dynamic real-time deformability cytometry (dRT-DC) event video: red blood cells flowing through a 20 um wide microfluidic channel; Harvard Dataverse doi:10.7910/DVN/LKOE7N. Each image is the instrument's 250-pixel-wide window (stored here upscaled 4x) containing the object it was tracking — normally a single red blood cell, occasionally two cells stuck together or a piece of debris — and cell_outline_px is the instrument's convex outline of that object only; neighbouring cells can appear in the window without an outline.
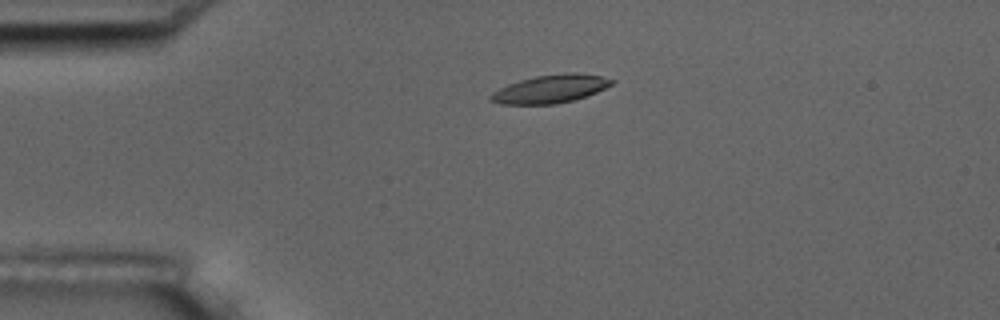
{"species": "common noctule bat (a hibernating species)", "species_latin": "Nyctalus noctula", "temperature_condition": "room temperature", "stored_images_in_passage": 2, "camera_frame_rate_fps": 3000, "um_per_image_px": 0.085, "animal": {"sex": "male", "body_mass_g": 17.5, "forearm_length_mm": 52.3}, "frame": {"image": 1, "passage_image": 1, "time_ms": 0.0, "image_size_px": [1000, 320], "cell_outline_px": [[616, 80], [612, 84], [596, 92], [572, 100], [556, 104], [500, 104], [488, 100], [488, 96], [492, 92], [508, 84], [520, 80], [536, 76], [572, 72], [576, 72], [600, 76]], "centroid_in_image_um": [46.74, 7.56], "position_along_channel_um": 38.3, "area_um2": 19.71}}